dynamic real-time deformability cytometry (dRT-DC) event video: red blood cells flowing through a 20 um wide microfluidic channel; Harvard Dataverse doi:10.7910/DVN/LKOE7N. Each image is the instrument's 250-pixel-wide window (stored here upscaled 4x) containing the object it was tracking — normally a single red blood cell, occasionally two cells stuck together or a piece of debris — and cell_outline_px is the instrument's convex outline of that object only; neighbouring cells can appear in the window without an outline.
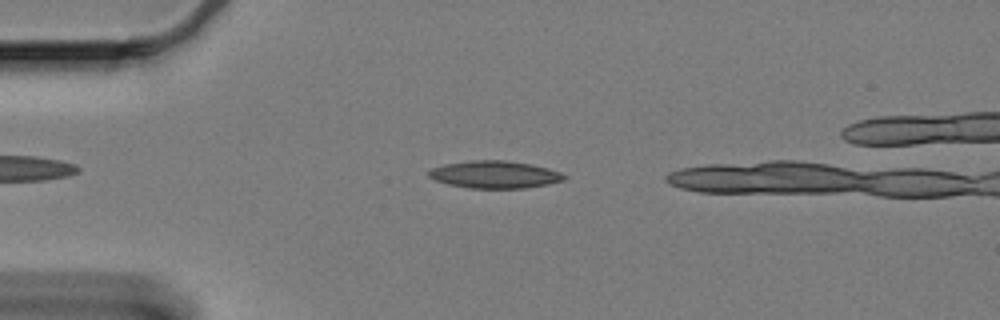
{"species": "Egyptian fruit bat (a non-hibernating species)", "species_latin": "Rousettus aegyptiacus", "temperature_condition": "cold", "stored_images_in_passage": 46, "camera_frame_rate_fps": 3000, "um_per_image_px": 0.085, "animal": {"sex": "female"}, "frame": {"image": 1, "passage_image": 9, "time_ms": 2.667, "image_size_px": [1000, 320], "cell_outline_px": [[568, 176], [564, 180], [548, 184], [524, 188], [468, 188], [448, 184], [436, 180], [428, 176], [428, 172], [432, 168], [444, 164], [472, 160], [504, 160], [532, 164], [548, 168], [560, 172]], "centroid_in_image_um": [42.06, 14.83], "position_along_channel_um": 42.9, "area_um2": 21.62}}
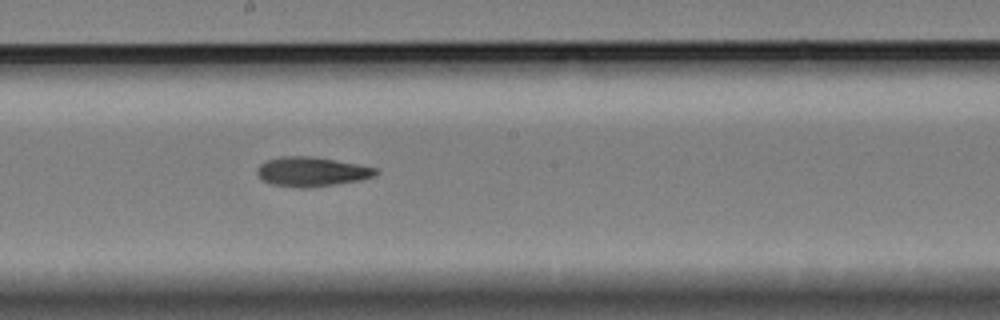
{"frame": {"image": 2, "passage_image": 27, "time_ms": 8.667, "image_size_px": [1000, 320], "cell_outline_px": [[380, 172], [376, 176], [360, 180], [312, 188], [296, 188], [272, 184], [264, 180], [256, 172], [256, 168], [260, 164], [268, 160], [280, 156], [312, 156], [356, 164], [376, 168]], "centroid_in_image_um": [26.5, 14.6], "position_along_channel_um": 221.7, "area_um2": 20.4}}
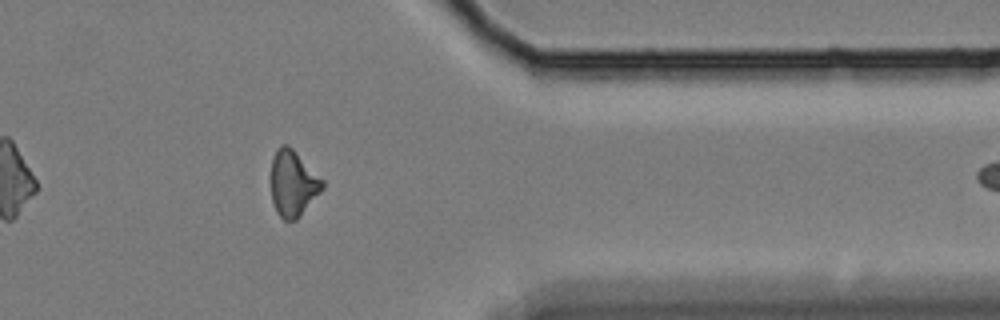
{"frame": {"image": 3, "passage_image": 43, "time_ms": 14.0, "image_size_px": [1000, 320], "cell_outline_px": [[324, 188], [300, 216], [296, 220], [284, 220], [276, 212], [272, 200], [268, 180], [272, 156], [276, 148], [280, 144], [288, 144], [324, 180]], "centroid_in_image_um": [24.85, 15.56], "position_along_channel_um": 386.6, "area_um2": 20.4}}